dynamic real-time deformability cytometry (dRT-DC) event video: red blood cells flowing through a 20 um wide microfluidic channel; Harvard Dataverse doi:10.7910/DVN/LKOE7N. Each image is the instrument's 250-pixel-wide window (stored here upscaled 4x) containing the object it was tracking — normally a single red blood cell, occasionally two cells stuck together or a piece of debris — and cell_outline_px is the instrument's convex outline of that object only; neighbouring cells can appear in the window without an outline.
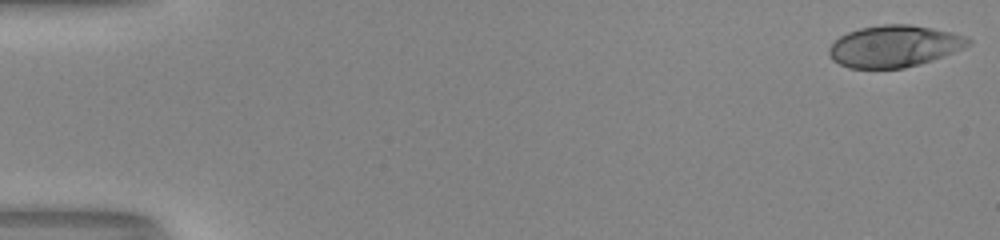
{"species": "human", "species_latin": "Homo sapiens", "temperature_condition": "room temperature", "stored_images_in_passage": 53, "camera_frame_rate_fps": 3000, "um_per_image_px": 0.085, "donor": {"sex": "male"}, "frame": {"image": 1, "passage_image": 1, "time_ms": 0.0, "image_size_px": [1000, 240], "cell_outline_px": [[972, 44], [932, 60], [920, 64], [904, 68], [848, 68], [832, 60], [828, 52], [828, 48], [840, 36], [848, 32], [860, 28], [884, 24], [908, 24], [932, 28], [952, 32], [964, 36], [972, 40]], "centroid_in_image_um": [76.0, 3.93], "position_along_channel_um": 9.0, "area_um2": 33.7}}
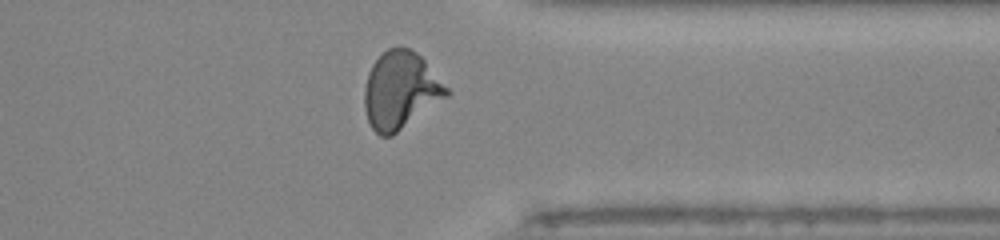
{"frame": {"image": 2, "passage_image": 42, "time_ms": 13.667, "image_size_px": [1000, 240], "cell_outline_px": [[452, 92], [448, 96], [392, 136], [380, 136], [372, 128], [368, 120], [364, 108], [364, 88], [368, 72], [372, 64], [388, 48], [408, 48], [416, 52], [424, 60]], "centroid_in_image_um": [34.04, 7.7], "position_along_channel_um": 377.4, "area_um2": 36.76}}
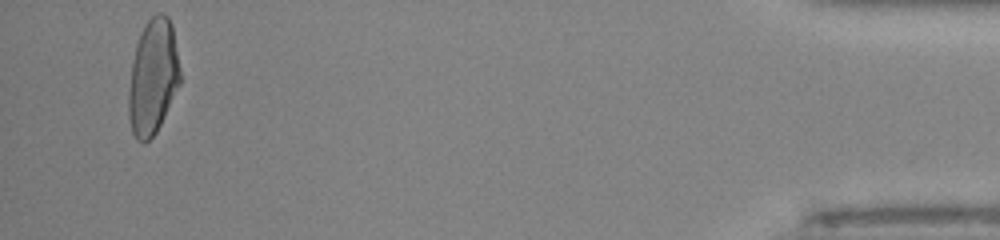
{"frame": {"image": 3, "passage_image": 51, "time_ms": 16.667, "image_size_px": [1000, 240], "cell_outline_px": [[180, 84], [156, 132], [144, 144], [136, 140], [132, 132], [128, 116], [128, 92], [132, 64], [136, 44], [144, 24], [156, 12], [164, 12], [168, 16], [172, 24], [180, 68]], "centroid_in_image_um": [12.99, 6.53], "position_along_channel_um": 422.2, "area_um2": 34.74}, "authors_computed_cell_mechanics": {"area_um2": 34.8534, "velocity_mm_per_s": 4.0169, "shape_relaxation_time_tau1_ms": 4.6487, "shape_relaxation_time_tau2_ms": null, "deformation_change_tau1": 0.2054, "deformation_change_tau2": null}}